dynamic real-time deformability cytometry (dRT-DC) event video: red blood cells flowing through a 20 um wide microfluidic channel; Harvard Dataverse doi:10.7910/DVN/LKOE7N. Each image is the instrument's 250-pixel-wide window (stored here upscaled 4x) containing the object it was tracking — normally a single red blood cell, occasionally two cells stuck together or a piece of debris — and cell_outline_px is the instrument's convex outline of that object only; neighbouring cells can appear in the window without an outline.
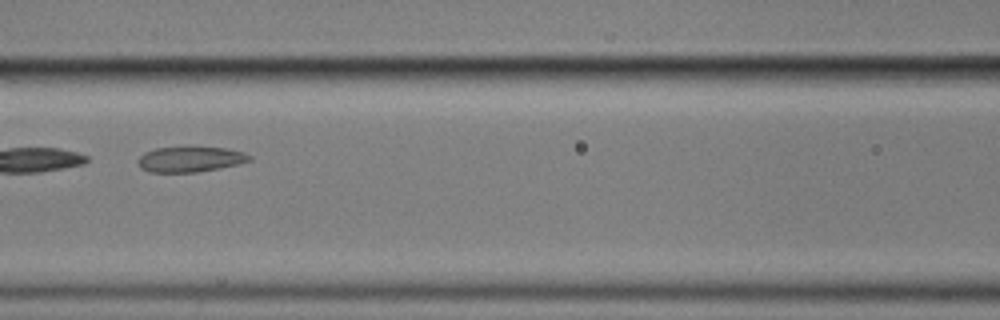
{"species": "common noctule bat (a hibernating species)", "species_latin": "Nyctalus noctula", "temperature_condition": "cold", "stored_images_in_passage": 9, "camera_frame_rate_fps": 3000, "um_per_image_px": 0.085, "animal": {"sex": "male", "body_mass_g": 17.9}, "frame": {"image": 1, "passage_image": 6, "time_ms": 6.0, "image_size_px": [1000, 320], "cell_outline_px": [[252, 160], [240, 164], [220, 168], [196, 172], [148, 172], [140, 168], [136, 160], [144, 152], [156, 148], [228, 148], [244, 152], [252, 156]], "centroid_in_image_um": [16.18, 13.55], "position_along_channel_um": 150.4, "area_um2": 16.47}}
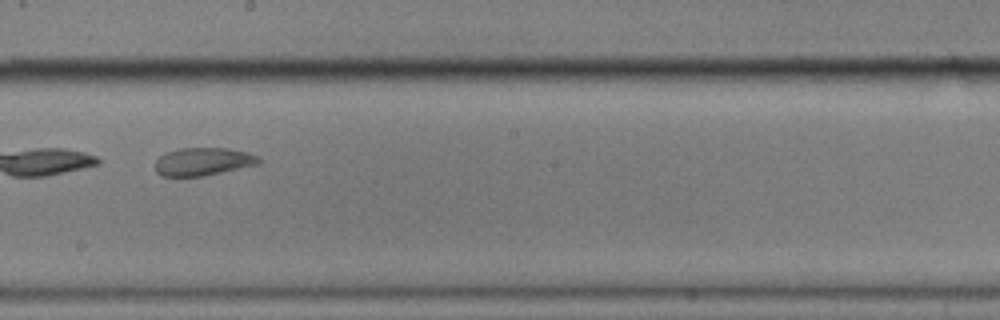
{"frame": {"image": 2, "passage_image": 8, "time_ms": 8.333, "image_size_px": [1000, 320], "cell_outline_px": [[264, 160], [260, 164], [204, 176], [160, 176], [156, 172], [156, 160], [160, 156], [168, 152], [180, 148], [224, 148], [244, 152], [260, 156]], "centroid_in_image_um": [17.3, 13.74], "position_along_channel_um": 230.9, "area_um2": 16.88}}
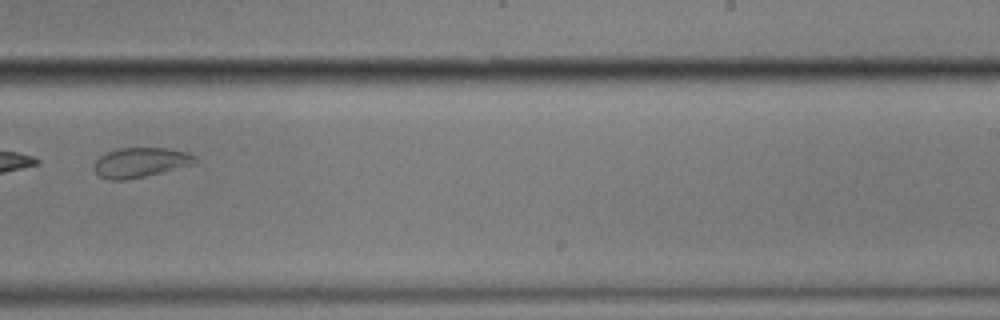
{"frame": {"image": 3, "passage_image": 9, "time_ms": 9.667, "image_size_px": [1000, 320], "cell_outline_px": [[200, 160], [192, 164], [144, 176], [124, 180], [108, 180], [100, 176], [92, 168], [96, 160], [100, 156], [108, 152], [120, 148], [168, 148], [188, 152], [196, 156]], "centroid_in_image_um": [11.94, 13.8], "position_along_channel_um": 277.1, "area_um2": 17.4}}